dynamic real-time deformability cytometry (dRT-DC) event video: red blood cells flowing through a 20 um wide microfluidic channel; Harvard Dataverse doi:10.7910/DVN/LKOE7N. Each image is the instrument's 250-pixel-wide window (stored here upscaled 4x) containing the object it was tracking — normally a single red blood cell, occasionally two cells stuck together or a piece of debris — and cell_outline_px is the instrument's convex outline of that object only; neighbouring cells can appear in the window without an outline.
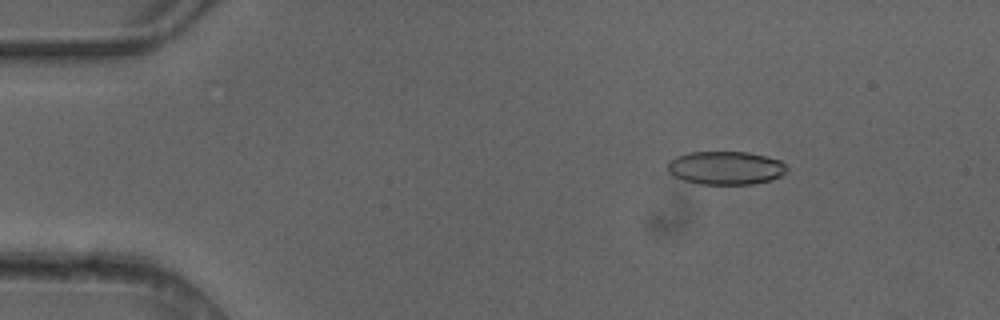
{"species": "common noctule bat (a hibernating species)", "species_latin": "Nyctalus noctula", "temperature_condition": "cold", "stored_images_in_passage": 4, "camera_frame_rate_fps": 3000, "um_per_image_px": 0.085, "animal": {"sex": "female"}, "frame": {"image": 1, "passage_image": 2, "time_ms": 0.333, "image_size_px": [1000, 320], "cell_outline_px": [[788, 172], [772, 180], [752, 184], [696, 184], [684, 180], [668, 172], [668, 160], [676, 156], [692, 152], [748, 152], [780, 160], [788, 168]], "centroid_in_image_um": [61.69, 14.27], "position_along_channel_um": 23.3, "area_um2": 23.24}}